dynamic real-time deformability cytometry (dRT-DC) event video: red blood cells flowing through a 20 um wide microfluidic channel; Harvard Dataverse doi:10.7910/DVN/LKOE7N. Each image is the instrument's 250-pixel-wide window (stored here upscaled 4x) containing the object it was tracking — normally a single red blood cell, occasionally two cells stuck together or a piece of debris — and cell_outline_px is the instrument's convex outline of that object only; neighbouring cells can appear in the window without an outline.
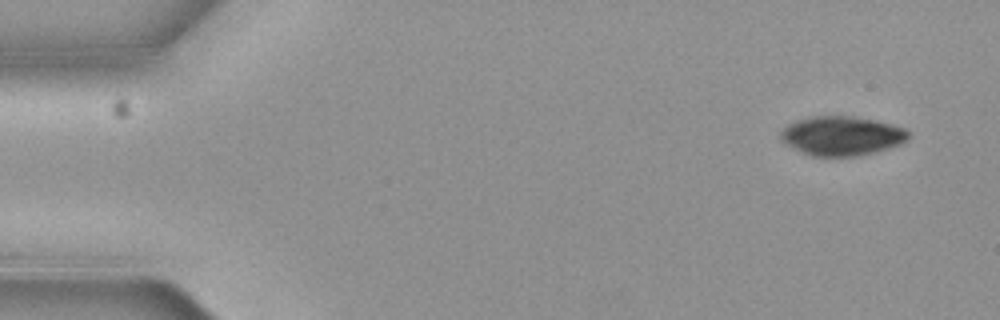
{"species": "common noctule bat (a hibernating species)", "species_latin": "Nyctalus noctula", "temperature_condition": "cold", "stored_images_in_passage": 4, "camera_frame_rate_fps": 3000, "um_per_image_px": 0.085, "animal": {"sex": "female", "body_mass_g": 19.3, "forearm_length_mm": 54.1}, "frame": {"image": 1, "passage_image": 1, "time_ms": 0.0, "image_size_px": [1000, 320], "cell_outline_px": [[908, 140], [900, 144], [888, 148], [860, 156], [812, 156], [800, 152], [780, 140], [780, 132], [788, 124], [812, 116], [852, 116], [876, 120], [892, 124], [904, 128], [908, 132]], "centroid_in_image_um": [71.55, 11.55], "position_along_channel_um": 13.5, "area_um2": 29.19}}